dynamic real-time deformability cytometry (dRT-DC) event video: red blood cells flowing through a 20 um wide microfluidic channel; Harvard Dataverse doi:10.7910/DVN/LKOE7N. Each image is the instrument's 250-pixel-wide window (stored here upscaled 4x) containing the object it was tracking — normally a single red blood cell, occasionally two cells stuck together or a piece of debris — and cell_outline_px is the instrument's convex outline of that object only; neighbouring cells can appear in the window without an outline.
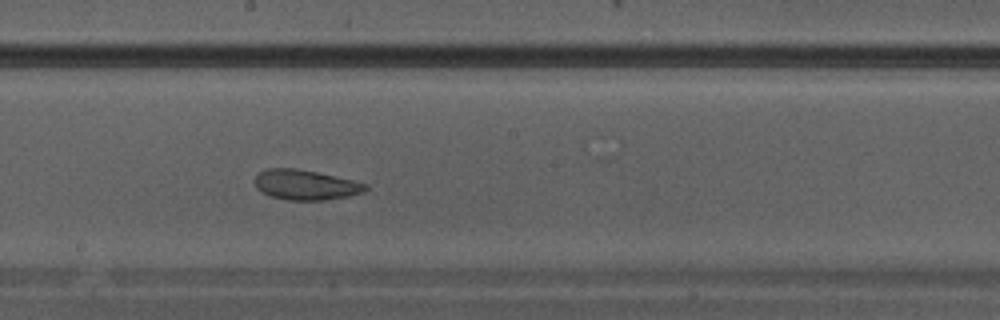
{"species": "Egyptian fruit bat (a non-hibernating species)", "species_latin": "Rousettus aegyptiacus", "temperature_condition": "warm", "stored_images_in_passage": 14, "camera_frame_rate_fps": 3000, "um_per_image_px": 0.085, "animal": {"sex": "male"}, "frame": {"image": 1, "passage_image": 14, "time_ms": 4.333, "image_size_px": [1000, 320], "cell_outline_px": [[368, 188], [364, 192], [348, 196], [324, 200], [288, 200], [272, 196], [260, 192], [256, 188], [256, 176], [260, 172], [268, 168], [296, 168], [316, 172], [352, 180], [368, 184]], "centroid_in_image_um": [25.98, 15.71], "position_along_channel_um": 222.2, "area_um2": 19.25}}